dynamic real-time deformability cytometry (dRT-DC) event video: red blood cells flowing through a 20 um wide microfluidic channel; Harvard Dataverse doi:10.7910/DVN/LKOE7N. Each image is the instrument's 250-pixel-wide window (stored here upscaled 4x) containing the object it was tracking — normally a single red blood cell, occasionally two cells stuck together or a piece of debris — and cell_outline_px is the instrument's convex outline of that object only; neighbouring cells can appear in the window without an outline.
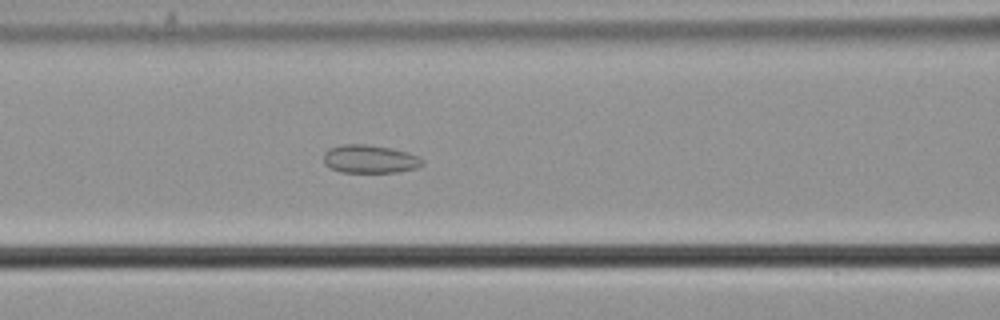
{"species": "common noctule bat (a hibernating species)", "species_latin": "Nyctalus noctula", "temperature_condition": "cold", "stored_images_in_passage": 46, "camera_frame_rate_fps": 3000, "um_per_image_px": 0.085, "animal": {"sex": "male", "body_mass_g": 21.5, "forearm_length_mm": 52.0}, "frame": {"image": 1, "passage_image": 13, "time_ms": 4.0, "image_size_px": [1000, 320], "cell_outline_px": [[424, 164], [416, 168], [396, 172], [340, 172], [324, 164], [324, 152], [328, 148], [340, 144], [364, 144], [392, 148], [408, 152], [424, 160]], "centroid_in_image_um": [31.42, 13.51], "position_along_channel_um": 135.2, "area_um2": 16.3}}
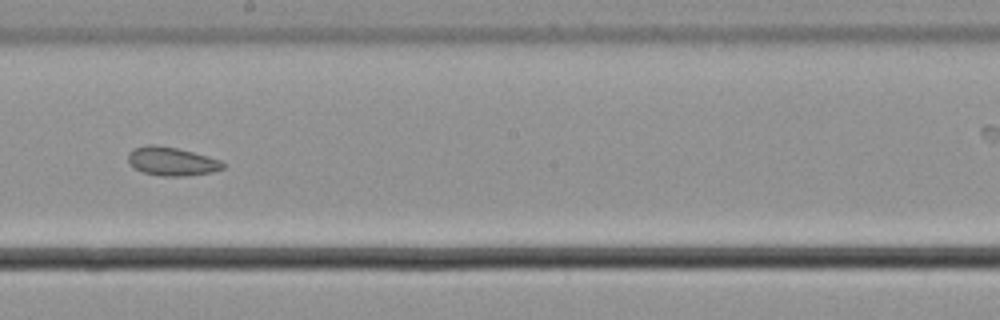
{"frame": {"image": 2, "passage_image": 21, "time_ms": 6.667, "image_size_px": [1000, 320], "cell_outline_px": [[224, 168], [212, 172], [188, 176], [164, 176], [144, 172], [136, 168], [128, 160], [128, 152], [132, 148], [148, 144], [156, 144], [176, 148], [208, 156], [220, 160], [224, 164]], "centroid_in_image_um": [14.6, 13.7], "position_along_channel_um": 233.6, "area_um2": 15.72}}
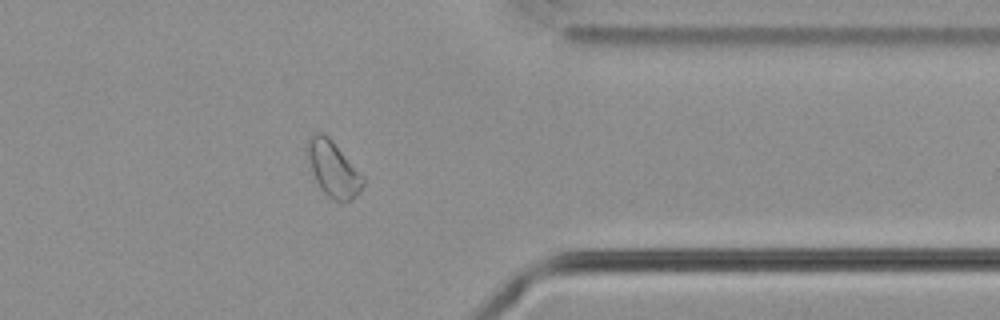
{"frame": {"image": 3, "passage_image": 34, "time_ms": 11.0, "image_size_px": [1000, 320], "cell_outline_px": [[364, 184], [360, 192], [352, 200], [332, 200], [320, 188], [312, 172], [304, 148], [308, 136], [316, 132], [324, 132], [332, 140], [364, 176]], "centroid_in_image_um": [28.29, 14.31], "position_along_channel_um": 383.1, "area_um2": 18.26}, "authors_computed_cell_mechanics": {"area_um2": 17.0221, "velocity_mm_per_s": 3.702, "shape_relaxation_time_tau1_ms": null, "shape_relaxation_time_tau2_ms": 3.8942, "deformation_change_tau1": null, "deformation_change_tau2": 0.0561}}